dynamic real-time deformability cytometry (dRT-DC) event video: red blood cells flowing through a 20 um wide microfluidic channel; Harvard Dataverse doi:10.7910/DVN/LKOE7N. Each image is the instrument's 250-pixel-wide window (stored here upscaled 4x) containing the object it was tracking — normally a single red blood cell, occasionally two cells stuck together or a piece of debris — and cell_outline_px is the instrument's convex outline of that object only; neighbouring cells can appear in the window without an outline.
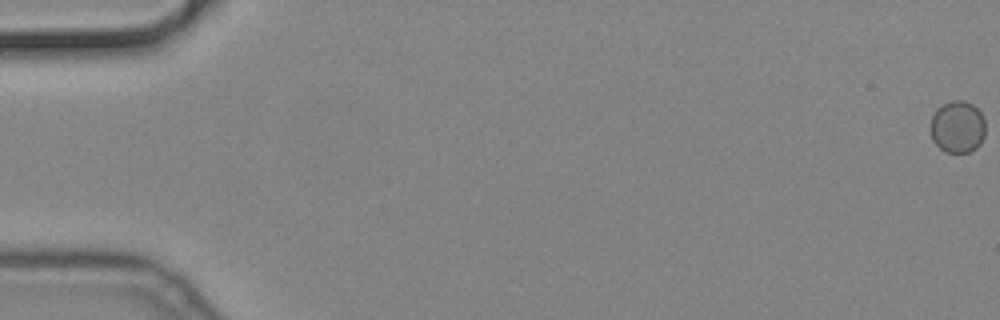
{"species": "common noctule bat (a hibernating species)", "species_latin": "Nyctalus noctula", "temperature_condition": "cold", "stored_images_in_passage": 11, "camera_frame_rate_fps": 3000, "um_per_image_px": 0.085, "animal": {"sex": "male", "body_mass_g": 19.2, "forearm_length_mm": 51.8}, "frame": {"image": 1, "passage_image": 1, "time_ms": 0.0, "image_size_px": [1000, 320], "cell_outline_px": [[984, 136], [980, 144], [976, 148], [968, 152], [944, 152], [932, 140], [932, 116], [936, 108], [952, 100], [964, 100], [972, 104], [980, 112], [984, 120]], "centroid_in_image_um": [81.39, 10.78], "position_along_channel_um": 3.6, "area_um2": 16.53}}